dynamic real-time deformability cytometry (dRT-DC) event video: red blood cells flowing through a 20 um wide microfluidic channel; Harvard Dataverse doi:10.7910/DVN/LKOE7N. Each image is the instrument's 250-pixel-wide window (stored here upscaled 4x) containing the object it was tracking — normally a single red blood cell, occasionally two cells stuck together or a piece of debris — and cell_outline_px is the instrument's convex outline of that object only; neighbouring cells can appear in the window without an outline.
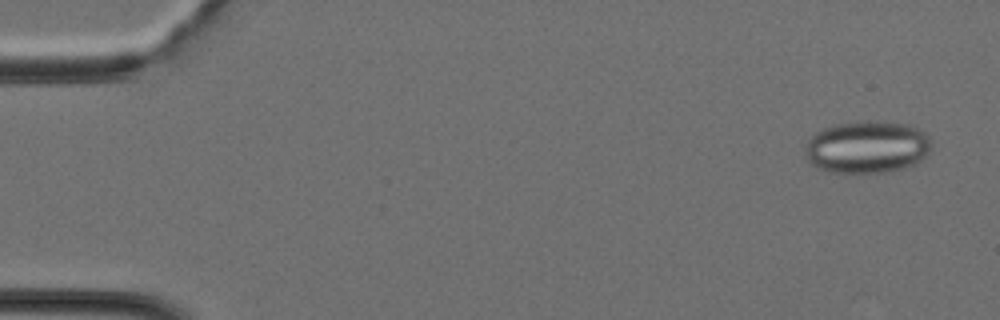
{"species": "Egyptian fruit bat (a non-hibernating species)", "species_latin": "Rousettus aegyptiacus", "temperature_condition": "cold", "stored_images_in_passage": 37, "camera_frame_rate_fps": 3000, "um_per_image_px": 0.085, "animal": {"sex": "female"}, "frame": {"image": 1, "passage_image": 2, "time_ms": 0.333, "image_size_px": [1000, 320], "cell_outline_px": [[928, 156], [916, 164], [904, 168], [888, 172], [828, 172], [816, 168], [808, 160], [808, 140], [816, 132], [824, 128], [836, 124], [908, 124], [924, 132], [928, 136]], "centroid_in_image_um": [73.71, 12.56], "position_along_channel_um": 11.3, "area_um2": 37.22}}
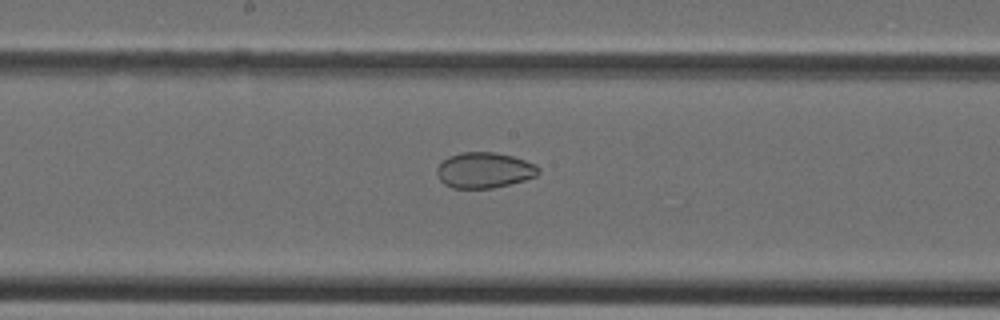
{"frame": {"image": 2, "passage_image": 21, "time_ms": 6.667, "image_size_px": [1000, 320], "cell_outline_px": [[540, 172], [536, 176], [524, 180], [492, 188], [452, 188], [444, 184], [440, 180], [436, 172], [436, 168], [448, 156], [460, 152], [496, 152], [512, 156], [536, 164], [540, 168]], "centroid_in_image_um": [41.16, 14.46], "position_along_channel_um": 207.0, "area_um2": 21.15}}
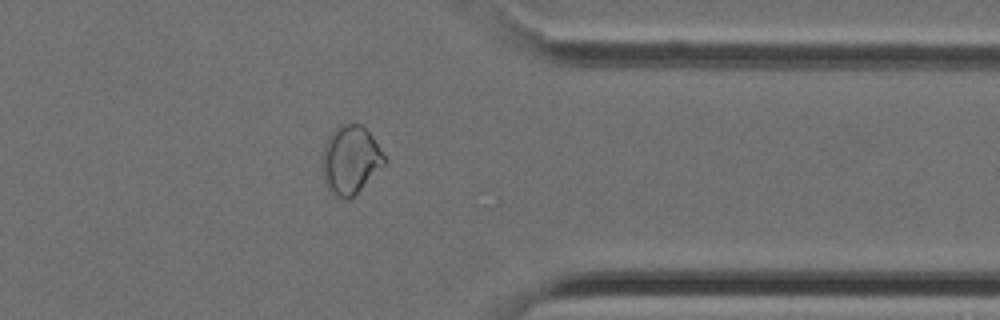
{"frame": {"image": 3, "passage_image": 32, "time_ms": 10.333, "image_size_px": [1000, 320], "cell_outline_px": [[388, 160], [348, 200], [340, 200], [332, 196], [324, 180], [324, 148], [332, 132], [336, 128], [344, 124], [360, 124], [372, 136]], "centroid_in_image_um": [29.8, 13.61], "position_along_channel_um": 381.6, "area_um2": 24.04}}